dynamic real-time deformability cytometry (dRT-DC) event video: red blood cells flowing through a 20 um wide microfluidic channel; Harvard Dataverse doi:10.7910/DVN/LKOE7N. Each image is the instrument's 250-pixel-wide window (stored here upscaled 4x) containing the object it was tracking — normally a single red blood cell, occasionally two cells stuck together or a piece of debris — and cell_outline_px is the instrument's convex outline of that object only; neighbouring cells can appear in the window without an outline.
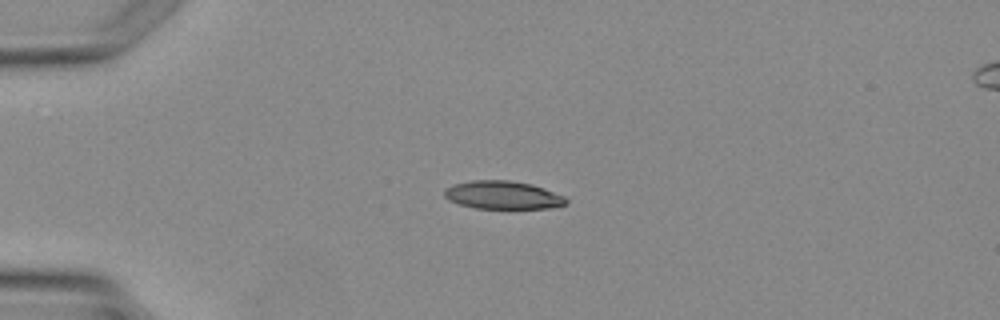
{"species": "Egyptian fruit bat (a non-hibernating species)", "species_latin": "Rousettus aegyptiacus", "temperature_condition": "warm", "stored_images_in_passage": 2, "camera_frame_rate_fps": 3000, "um_per_image_px": 0.085, "animal": {"sex": "female"}, "frame": {"image": 1, "passage_image": 1, "time_ms": 0.0, "image_size_px": [1000, 320], "cell_outline_px": [[568, 204], [552, 208], [476, 208], [460, 204], [448, 200], [444, 196], [444, 188], [452, 184], [472, 180], [508, 180], [532, 184], [544, 188], [564, 196], [568, 200]], "centroid_in_image_um": [42.74, 16.57], "position_along_channel_um": 42.3, "area_um2": 20.06}}
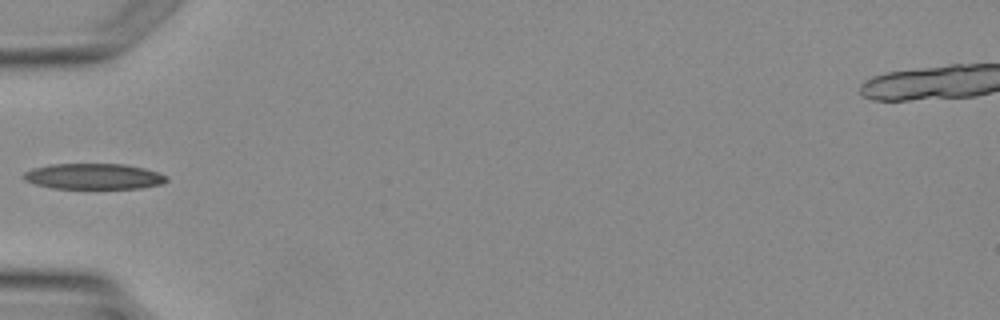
{"frame": {"image": 2, "passage_image": 2, "time_ms": 1.333, "image_size_px": [1000, 320], "cell_outline_px": [[168, 180], [160, 184], [140, 188], [52, 188], [36, 184], [24, 180], [24, 172], [32, 168], [48, 164], [124, 164], [144, 168], [168, 176]], "centroid_in_image_um": [7.95, 14.98], "position_along_channel_um": 77.1, "area_um2": 21.33}}